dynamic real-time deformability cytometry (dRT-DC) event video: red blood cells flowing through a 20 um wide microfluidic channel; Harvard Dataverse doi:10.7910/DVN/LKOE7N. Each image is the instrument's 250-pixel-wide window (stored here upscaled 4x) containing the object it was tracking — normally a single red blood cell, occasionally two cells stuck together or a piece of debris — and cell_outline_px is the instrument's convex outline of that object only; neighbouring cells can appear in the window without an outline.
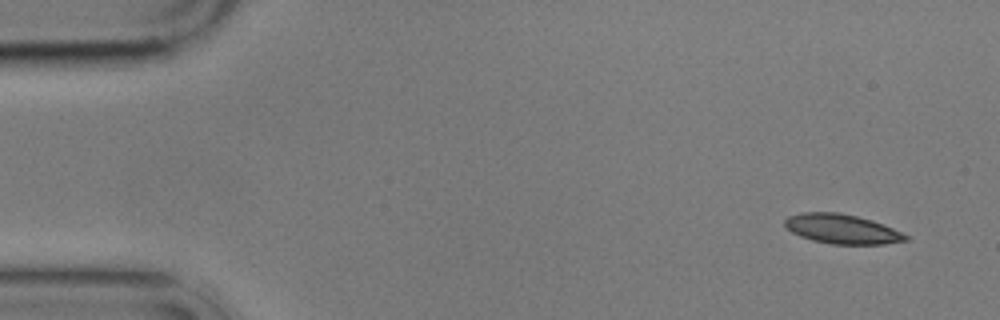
{"species": "common noctule bat (a hibernating species)", "species_latin": "Nyctalus noctula", "temperature_condition": "cold", "stored_images_in_passage": 9, "camera_frame_rate_fps": 3000, "um_per_image_px": 0.085, "animal": {"sex": "male", "body_mass_g": 17.9}, "frame": {"image": 1, "passage_image": 1, "time_ms": 0.0, "image_size_px": [1000, 320], "cell_outline_px": [[908, 240], [884, 244], [832, 244], [812, 240], [800, 236], [792, 232], [784, 224], [784, 220], [788, 216], [800, 212], [840, 212], [872, 220], [884, 224], [908, 236]], "centroid_in_image_um": [71.54, 19.45], "position_along_channel_um": 13.5, "area_um2": 20.75}}
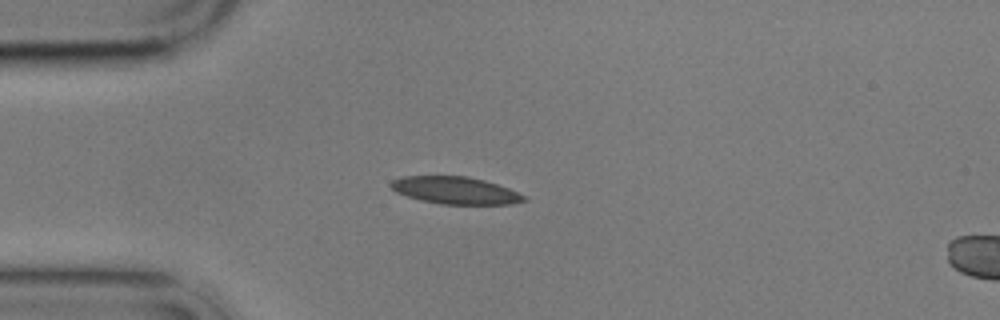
{"frame": {"image": 2, "passage_image": 4, "time_ms": 3.667, "image_size_px": [1000, 320], "cell_outline_px": [[528, 200], [512, 204], [440, 204], [420, 200], [396, 192], [388, 184], [392, 180], [404, 176], [468, 176], [484, 180], [508, 188], [528, 196]], "centroid_in_image_um": [38.73, 16.18], "position_along_channel_um": 46.3, "area_um2": 21.21}}